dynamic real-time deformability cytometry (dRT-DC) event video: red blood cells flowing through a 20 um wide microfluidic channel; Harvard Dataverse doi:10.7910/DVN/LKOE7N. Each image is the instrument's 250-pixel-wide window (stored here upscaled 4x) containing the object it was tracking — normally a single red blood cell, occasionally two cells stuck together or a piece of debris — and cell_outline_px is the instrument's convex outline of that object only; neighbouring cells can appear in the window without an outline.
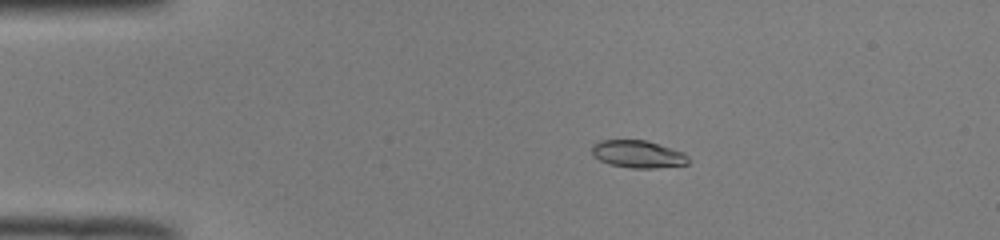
{"species": "common noctule bat (a hibernating species)", "species_latin": "Nyctalus noctula", "temperature_condition": "room temperature", "stored_images_in_passage": 42, "camera_frame_rate_fps": 3000, "um_per_image_px": 0.085, "animal": {"sex": "male", "body_mass_g": 19.0, "forearm_length_mm": 50.8}, "frame": {"image": 1, "passage_image": 1, "time_ms": 0.0, "image_size_px": [1000, 240], "cell_outline_px": [[692, 160], [688, 164], [652, 168], [632, 168], [612, 164], [600, 160], [592, 156], [592, 144], [600, 140], [648, 140], [684, 152]], "centroid_in_image_um": [54.25, 13.09], "position_along_channel_um": 30.7, "area_um2": 15.55}}
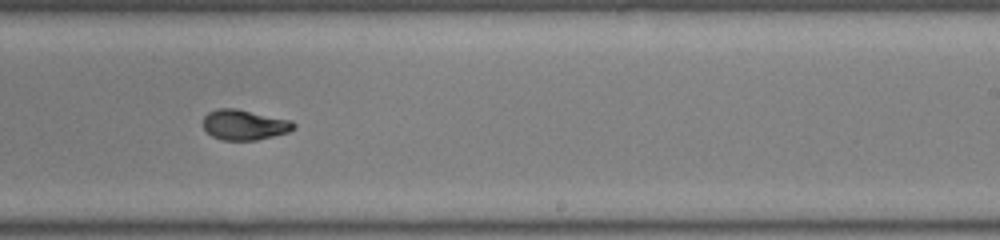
{"frame": {"image": 2, "passage_image": 23, "time_ms": 7.333, "image_size_px": [1000, 240], "cell_outline_px": [[296, 128], [288, 132], [256, 140], [224, 140], [212, 136], [204, 128], [204, 116], [208, 112], [220, 108], [236, 108], [292, 120], [296, 124]], "centroid_in_image_um": [20.8, 10.6], "position_along_channel_um": 268.2, "area_um2": 15.95}}
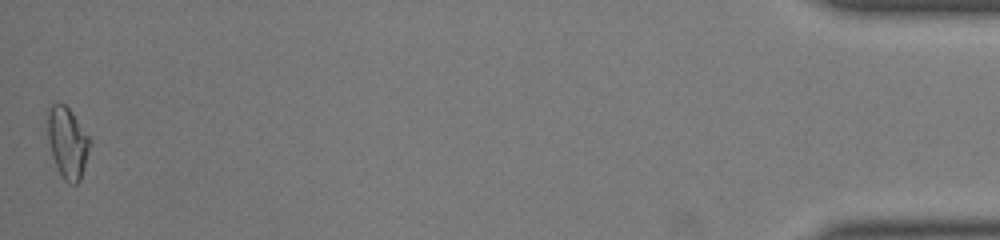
{"frame": {"image": 3, "passage_image": 42, "time_ms": 13.667, "image_size_px": [1000, 240], "cell_outline_px": [[92, 144], [80, 180], [76, 184], [68, 184], [64, 180], [52, 156], [48, 140], [48, 108], [52, 104], [64, 104], [72, 112], [92, 140]], "centroid_in_image_um": [5.77, 12.13], "position_along_channel_um": 429.4, "area_um2": 17.51}, "authors_computed_cell_mechanics": {"area_um2": 16.0973, "velocity_mm_per_s": 3.996, "shape_relaxation_time_tau1_ms": 5.0277, "shape_relaxation_time_tau2_ms": 1.0265, "deformation_change_tau1": 0.2067, "deformation_change_tau2": 0.0536}}